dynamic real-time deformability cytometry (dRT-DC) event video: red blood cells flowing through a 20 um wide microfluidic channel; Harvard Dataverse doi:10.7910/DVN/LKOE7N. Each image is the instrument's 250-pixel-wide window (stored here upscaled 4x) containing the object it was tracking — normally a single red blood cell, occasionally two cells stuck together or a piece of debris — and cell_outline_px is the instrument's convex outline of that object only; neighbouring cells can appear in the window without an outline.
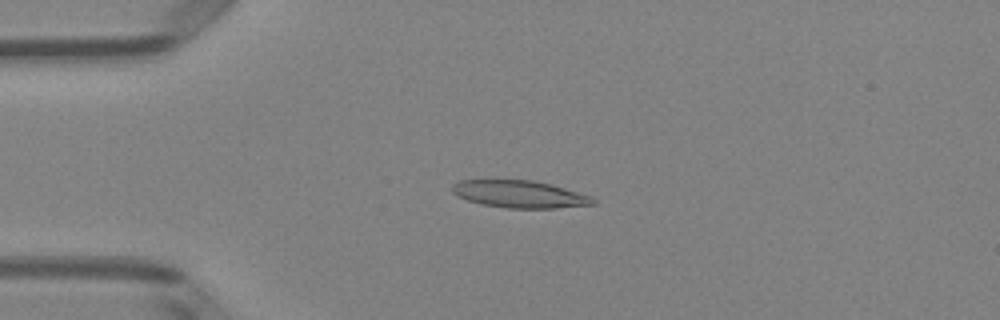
{"species": "Egyptian fruit bat (a non-hibernating species)", "species_latin": "Rousettus aegyptiacus", "temperature_condition": "room temperature", "stored_images_in_passage": 50, "camera_frame_rate_fps": 3000, "um_per_image_px": 0.085, "animal": {"sex": "female"}, "frame": {"image": 1, "passage_image": 12, "time_ms": 3.667, "image_size_px": [1000, 320], "cell_outline_px": [[596, 204], [556, 208], [508, 208], [480, 204], [456, 196], [452, 192], [452, 184], [460, 180], [532, 180], [552, 184], [592, 196], [596, 200]], "centroid_in_image_um": [44.18, 16.5], "position_along_channel_um": 40.8, "area_um2": 22.54}}
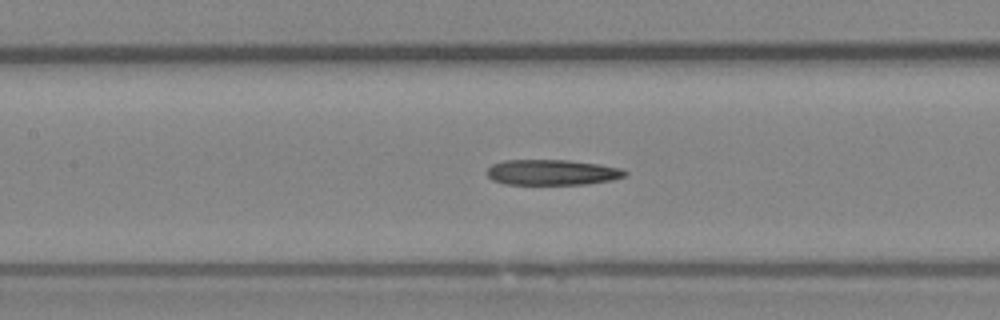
{"frame": {"image": 2, "passage_image": 23, "time_ms": 7.333, "image_size_px": [1000, 320], "cell_outline_px": [[628, 172], [624, 176], [612, 180], [588, 184], [504, 184], [492, 180], [484, 172], [492, 164], [504, 160], [568, 160], [600, 164], [620, 168]], "centroid_in_image_um": [46.9, 14.65], "position_along_channel_um": 160.5, "area_um2": 20.63}}
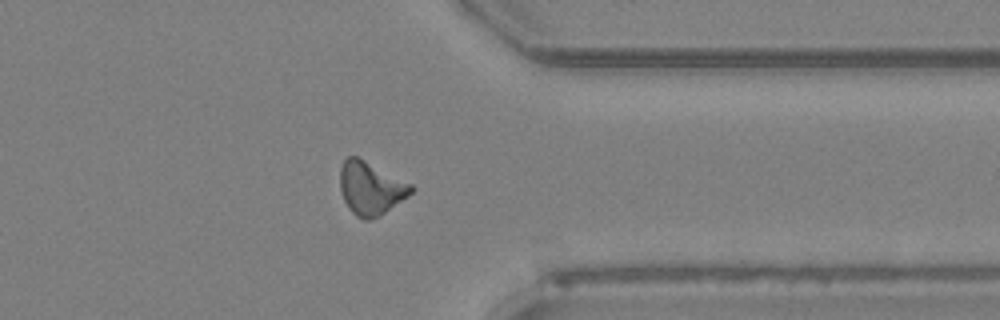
{"frame": {"image": 3, "passage_image": 40, "time_ms": 13.0, "image_size_px": [1000, 320], "cell_outline_px": [[416, 188], [408, 196], [380, 216], [368, 220], [364, 220], [356, 216], [348, 208], [344, 200], [340, 188], [340, 168], [344, 160], [348, 156], [356, 156], [412, 184]], "centroid_in_image_um": [31.51, 16.01], "position_along_channel_um": 379.9, "area_um2": 21.91}, "authors_computed_cell_mechanics": {"area_um2": 21.3282, "velocity_mm_per_s": 3.9815, "shape_relaxation_time_tau1_ms": null, "shape_relaxation_time_tau2_ms": 3.3454, "deformation_change_tau1": null, "deformation_change_tau2": 0.1548}}